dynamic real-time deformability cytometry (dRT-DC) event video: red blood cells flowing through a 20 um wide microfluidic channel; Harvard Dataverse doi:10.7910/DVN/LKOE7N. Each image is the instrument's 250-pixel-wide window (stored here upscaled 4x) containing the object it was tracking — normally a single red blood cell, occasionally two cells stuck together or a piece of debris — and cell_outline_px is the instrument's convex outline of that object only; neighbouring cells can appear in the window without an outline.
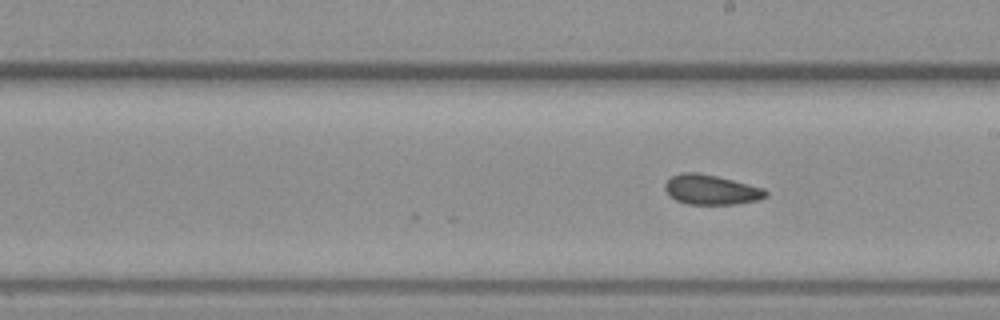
{"species": "common noctule bat (a hibernating species)", "species_latin": "Nyctalus noctula", "temperature_condition": "warm", "stored_images_in_passage": 19, "camera_frame_rate_fps": 3000, "um_per_image_px": 0.085, "animal": {"sex": "female", "body_mass_g": 19.3, "forearm_length_mm": 54.1}, "frame": {"image": 1, "passage_image": 19, "time_ms": 6.0, "image_size_px": [1000, 320], "cell_outline_px": [[768, 196], [760, 200], [736, 204], [688, 204], [676, 200], [664, 188], [664, 184], [672, 176], [680, 172], [700, 172], [764, 188], [768, 192]], "centroid_in_image_um": [60.47, 16.12], "position_along_channel_um": 228.5, "area_um2": 17.51}}